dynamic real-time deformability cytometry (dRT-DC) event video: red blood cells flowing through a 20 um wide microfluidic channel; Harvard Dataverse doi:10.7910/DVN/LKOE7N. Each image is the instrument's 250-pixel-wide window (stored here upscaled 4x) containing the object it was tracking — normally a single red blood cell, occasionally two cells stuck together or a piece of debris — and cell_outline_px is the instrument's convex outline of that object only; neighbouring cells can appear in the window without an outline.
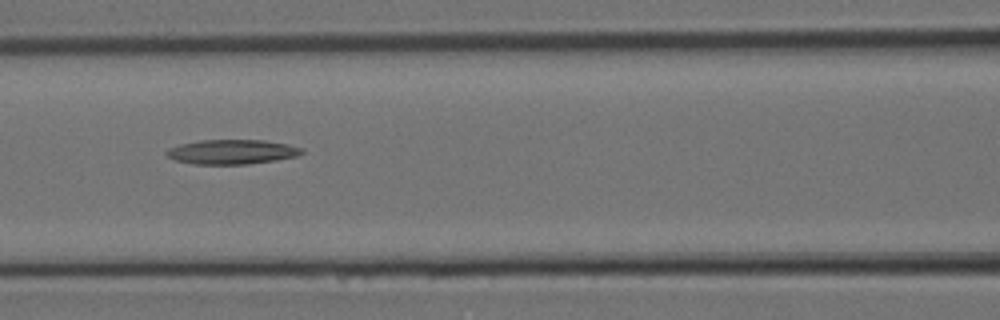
{"species": "Egyptian fruit bat (a non-hibernating species)", "species_latin": "Rousettus aegyptiacus", "temperature_condition": "room temperature", "stored_images_in_passage": 9, "camera_frame_rate_fps": 3000, "um_per_image_px": 0.085, "animal": {"sex": "female"}, "frame": {"image": 1, "passage_image": 8, "time_ms": 2.333, "image_size_px": [1000, 320], "cell_outline_px": [[304, 152], [296, 156], [276, 160], [248, 164], [192, 164], [176, 160], [168, 156], [164, 152], [168, 148], [180, 144], [200, 140], [264, 140], [288, 144], [300, 148]], "centroid_in_image_um": [19.69, 12.9], "position_along_channel_um": 146.9, "area_um2": 19.31}}
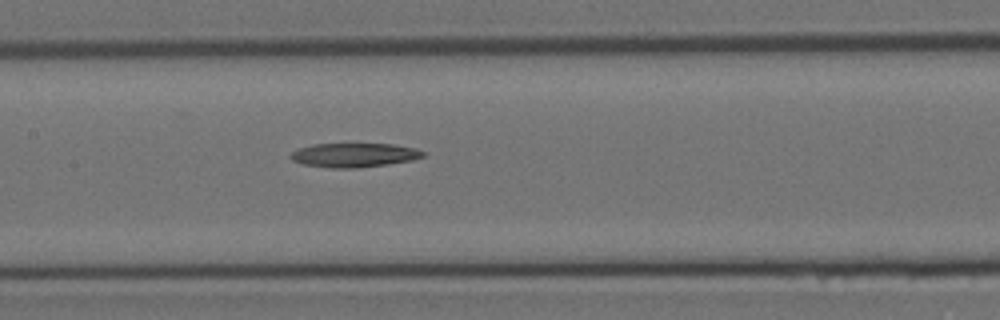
{"frame": {"image": 2, "passage_image": 9, "time_ms": 2.667, "image_size_px": [1000, 320], "cell_outline_px": [[424, 156], [412, 160], [388, 164], [356, 168], [332, 168], [304, 164], [292, 160], [288, 156], [292, 152], [300, 148], [312, 144], [392, 144], [416, 148], [424, 152]], "centroid_in_image_um": [30.1, 13.18], "position_along_channel_um": 177.3, "area_um2": 18.5}}